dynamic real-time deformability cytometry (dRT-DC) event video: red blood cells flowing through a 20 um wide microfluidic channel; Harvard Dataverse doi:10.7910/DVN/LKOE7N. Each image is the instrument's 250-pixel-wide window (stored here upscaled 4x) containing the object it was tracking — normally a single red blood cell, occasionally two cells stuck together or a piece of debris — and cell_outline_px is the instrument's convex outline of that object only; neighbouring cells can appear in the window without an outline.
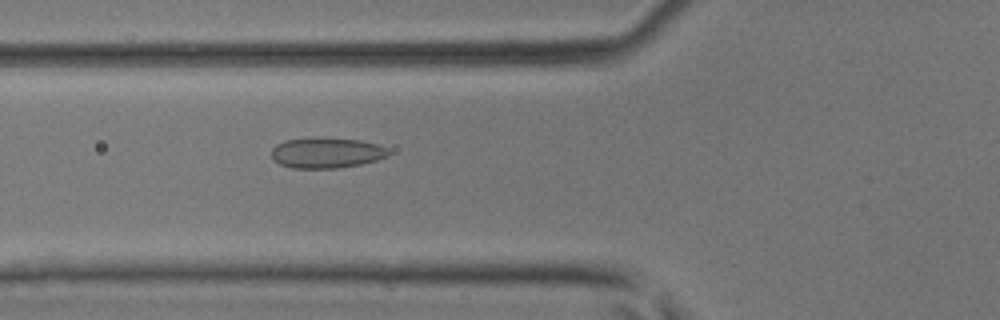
{"species": "common noctule bat (a hibernating species)", "species_latin": "Nyctalus noctula", "temperature_condition": "room temperature", "stored_images_in_passage": 38, "camera_frame_rate_fps": 3000, "um_per_image_px": 0.085, "animal": {"sex": "male", "body_mass_g": 17.9, "forearm_length_mm": 54.2}, "frame": {"image": 1, "passage_image": 9, "time_ms": 2.667, "image_size_px": [1000, 320], "cell_outline_px": [[392, 152], [388, 156], [376, 160], [360, 164], [336, 168], [292, 168], [280, 164], [272, 160], [272, 148], [276, 144], [284, 140], [360, 140], [376, 144], [388, 148]], "centroid_in_image_um": [27.77, 13.03], "position_along_channel_um": 98.0, "area_um2": 20.11}}
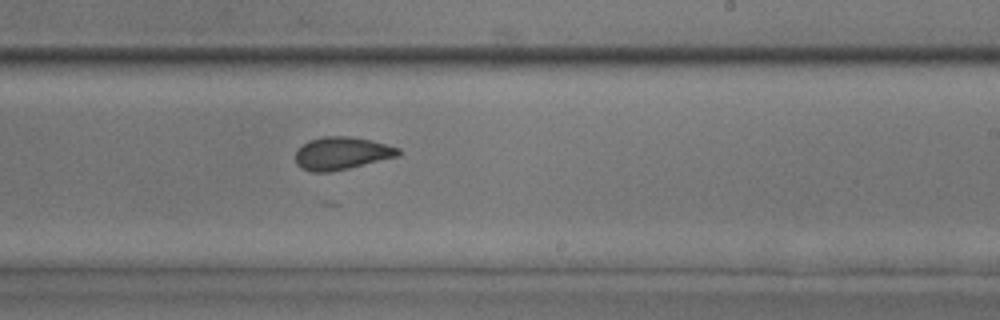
{"frame": {"image": 2, "passage_image": 20, "time_ms": 6.333, "image_size_px": [1000, 320], "cell_outline_px": [[400, 156], [348, 168], [328, 172], [312, 172], [300, 168], [296, 164], [296, 152], [308, 140], [324, 136], [352, 136], [372, 140], [400, 148]], "centroid_in_image_um": [29.06, 13.02], "position_along_channel_um": 259.9, "area_um2": 19.65}}
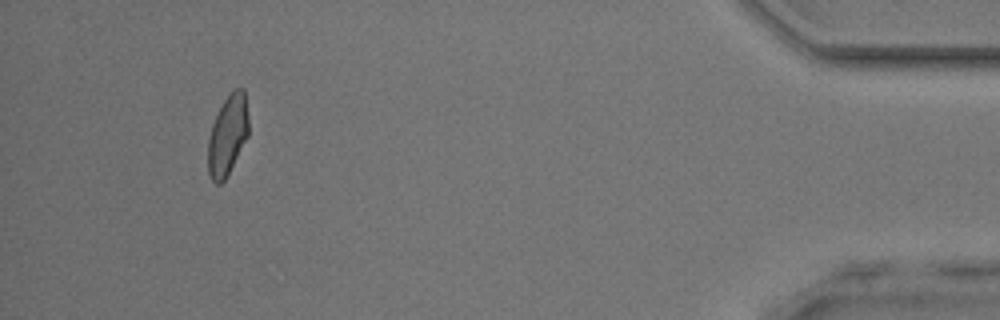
{"frame": {"image": 3, "passage_image": 35, "time_ms": 11.333, "image_size_px": [1000, 320], "cell_outline_px": [[248, 136], [224, 180], [220, 184], [216, 184], [212, 180], [208, 172], [208, 140], [212, 124], [224, 100], [236, 88], [244, 88], [248, 116]], "centroid_in_image_um": [19.35, 11.49], "position_along_channel_um": 415.9, "area_um2": 18.61}}